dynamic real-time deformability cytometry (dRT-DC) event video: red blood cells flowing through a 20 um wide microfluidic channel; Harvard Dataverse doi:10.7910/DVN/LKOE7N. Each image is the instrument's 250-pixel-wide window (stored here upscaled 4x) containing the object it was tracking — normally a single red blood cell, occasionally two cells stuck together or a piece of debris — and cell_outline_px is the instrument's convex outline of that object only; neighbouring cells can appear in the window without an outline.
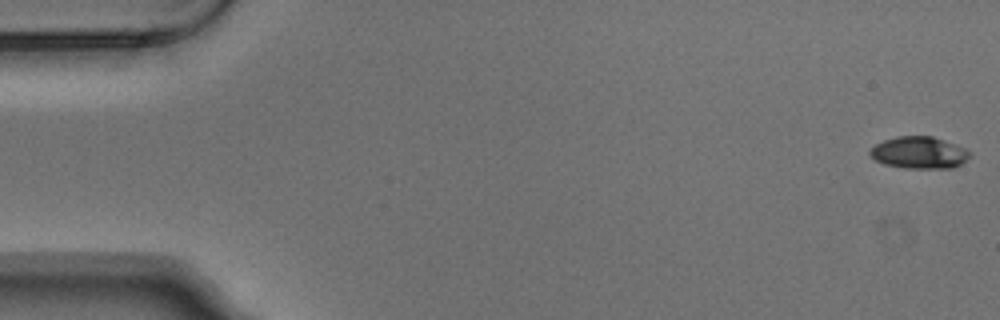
{"species": "Egyptian fruit bat (a non-hibernating species)", "species_latin": "Rousettus aegyptiacus", "temperature_condition": "warm", "stored_images_in_passage": 5, "camera_frame_rate_fps": 3000, "um_per_image_px": 0.085, "animal": {"sex": "male"}, "frame": {"image": 1, "passage_image": 1, "time_ms": 0.0, "image_size_px": [1000, 320], "cell_outline_px": [[972, 152], [960, 164], [952, 168], [904, 168], [884, 164], [876, 160], [868, 152], [876, 144], [884, 140], [900, 136], [932, 136], [944, 140], [964, 148]], "centroid_in_image_um": [78.12, 12.97], "position_along_channel_um": 6.9, "area_um2": 18.32}}
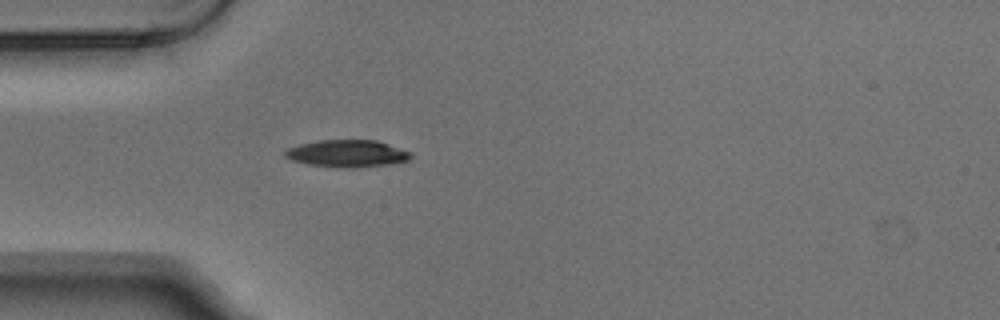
{"frame": {"image": 2, "passage_image": 5, "time_ms": 1.333, "image_size_px": [1000, 320], "cell_outline_px": [[412, 156], [408, 160], [392, 164], [356, 168], [348, 168], [308, 164], [292, 160], [284, 156], [284, 152], [288, 148], [300, 144], [320, 140], [376, 140], [412, 152]], "centroid_in_image_um": [29.54, 13.05], "position_along_channel_um": 55.5, "area_um2": 19.88}}